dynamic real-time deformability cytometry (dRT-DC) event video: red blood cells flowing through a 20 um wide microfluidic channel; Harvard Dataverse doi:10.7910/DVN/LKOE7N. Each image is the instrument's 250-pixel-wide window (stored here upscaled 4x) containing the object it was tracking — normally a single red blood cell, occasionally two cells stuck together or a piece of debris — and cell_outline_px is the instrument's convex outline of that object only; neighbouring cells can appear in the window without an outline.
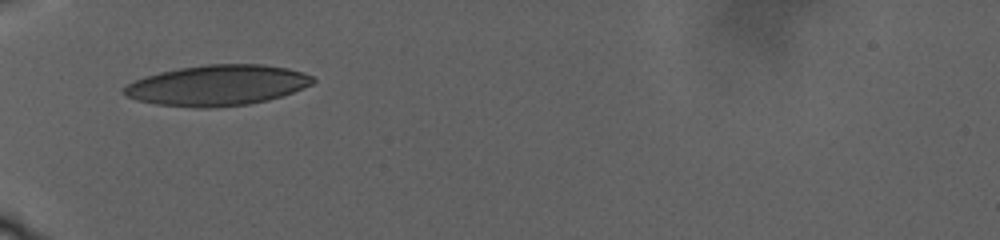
{"species": "human", "species_latin": "Homo sapiens", "temperature_condition": "warm", "stored_images_in_passage": 12, "camera_frame_rate_fps": 3000, "um_per_image_px": 0.085, "donor": {"sex": "male"}, "frame": {"image": 1, "passage_image": 1, "time_ms": 0.0, "image_size_px": [1000, 240], "cell_outline_px": [[316, 80], [312, 84], [292, 92], [268, 100], [248, 104], [212, 108], [196, 108], [156, 104], [136, 100], [120, 92], [120, 88], [144, 76], [160, 72], [180, 68], [208, 64], [264, 64], [288, 68], [304, 72], [312, 76]], "centroid_in_image_um": [18.45, 7.25], "position_along_channel_um": 66.5, "area_um2": 44.8}}